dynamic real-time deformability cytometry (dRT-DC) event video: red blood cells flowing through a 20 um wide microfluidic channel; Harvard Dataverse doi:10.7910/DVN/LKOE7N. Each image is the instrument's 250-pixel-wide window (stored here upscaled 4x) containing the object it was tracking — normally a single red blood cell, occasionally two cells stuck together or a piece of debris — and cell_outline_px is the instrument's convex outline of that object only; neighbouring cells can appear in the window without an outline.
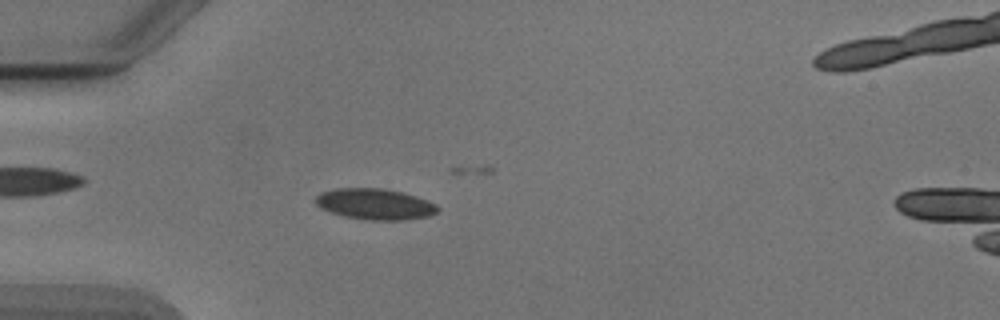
{"species": "Egyptian fruit bat (a non-hibernating species)", "species_latin": "Rousettus aegyptiacus", "temperature_condition": "cold", "stored_images_in_passage": 31, "camera_frame_rate_fps": 3000, "um_per_image_px": 0.085, "animal": {"sex": "male"}, "frame": {"image": 1, "passage_image": 17, "time_ms": 5.333, "image_size_px": [1000, 320], "cell_outline_px": [[440, 208], [436, 212], [428, 216], [408, 220], [364, 220], [344, 216], [320, 208], [316, 204], [316, 196], [320, 192], [336, 188], [384, 188], [400, 192], [436, 204]], "centroid_in_image_um": [31.84, 17.35], "position_along_channel_um": 53.2, "area_um2": 21.91}}
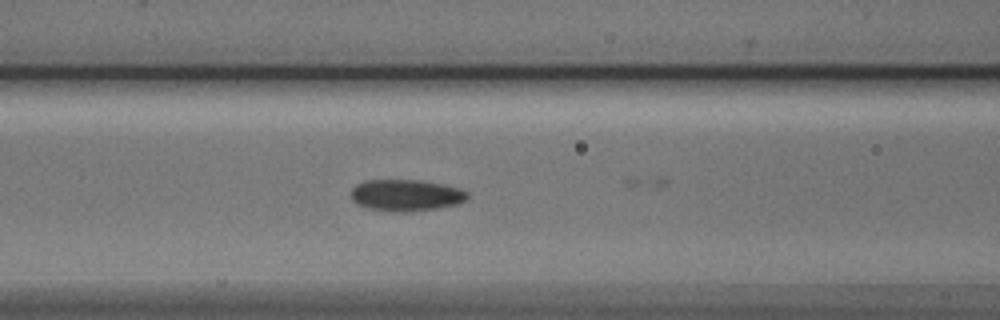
{"frame": {"image": 2, "passage_image": 24, "time_ms": 7.667, "image_size_px": [1000, 320], "cell_outline_px": [[468, 200], [460, 204], [440, 208], [404, 212], [392, 212], [368, 208], [356, 204], [352, 200], [352, 188], [356, 184], [364, 180], [420, 180], [460, 188], [468, 192]], "centroid_in_image_um": [34.53, 16.6], "position_along_channel_um": 132.1, "area_um2": 21.68}}
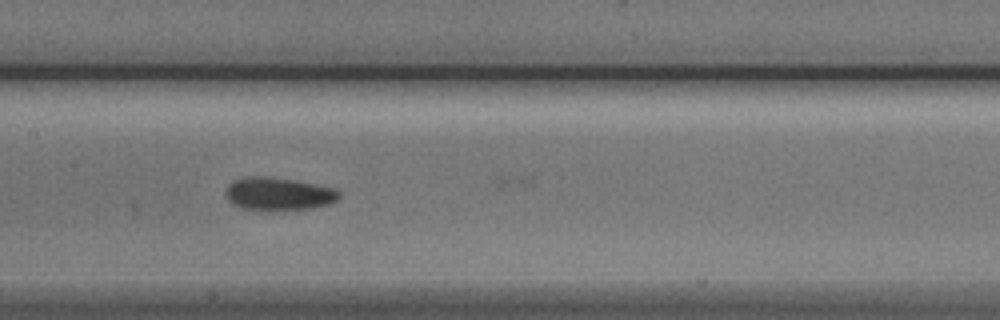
{"frame": {"image": 3, "passage_image": 28, "time_ms": 9.0, "image_size_px": [1000, 320], "cell_outline_px": [[340, 196], [336, 200], [328, 204], [308, 208], [268, 212], [240, 208], [232, 204], [224, 196], [224, 192], [228, 184], [232, 180], [252, 176], [260, 176], [296, 180], [332, 188], [340, 192]], "centroid_in_image_um": [23.58, 16.5], "position_along_channel_um": 183.8, "area_um2": 22.08}}